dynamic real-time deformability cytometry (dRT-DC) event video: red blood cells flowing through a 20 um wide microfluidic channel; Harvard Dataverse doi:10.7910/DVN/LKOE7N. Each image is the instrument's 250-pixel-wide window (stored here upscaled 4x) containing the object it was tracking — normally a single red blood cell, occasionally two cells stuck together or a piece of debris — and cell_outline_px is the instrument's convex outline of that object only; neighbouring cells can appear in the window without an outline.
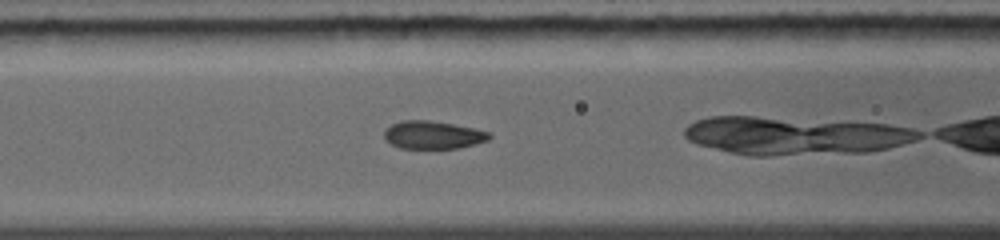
{"species": "common noctule bat (a hibernating species)", "species_latin": "Nyctalus noctula", "temperature_condition": "warm", "stored_images_in_passage": 11, "camera_frame_rate_fps": 5000, "um_per_image_px": 0.085, "animal": {"sex": "female", "body_mass_g": 19.0, "forearm_length_mm": 56.7}, "frame": {"image": 1, "passage_image": 5, "time_ms": 1.8, "image_size_px": [1000, 240], "cell_outline_px": [[492, 136], [488, 140], [460, 148], [400, 148], [392, 144], [384, 136], [384, 128], [400, 120], [428, 120], [452, 124], [492, 132]], "centroid_in_image_um": [36.8, 11.46], "position_along_channel_um": 129.8, "area_um2": 17.05}}